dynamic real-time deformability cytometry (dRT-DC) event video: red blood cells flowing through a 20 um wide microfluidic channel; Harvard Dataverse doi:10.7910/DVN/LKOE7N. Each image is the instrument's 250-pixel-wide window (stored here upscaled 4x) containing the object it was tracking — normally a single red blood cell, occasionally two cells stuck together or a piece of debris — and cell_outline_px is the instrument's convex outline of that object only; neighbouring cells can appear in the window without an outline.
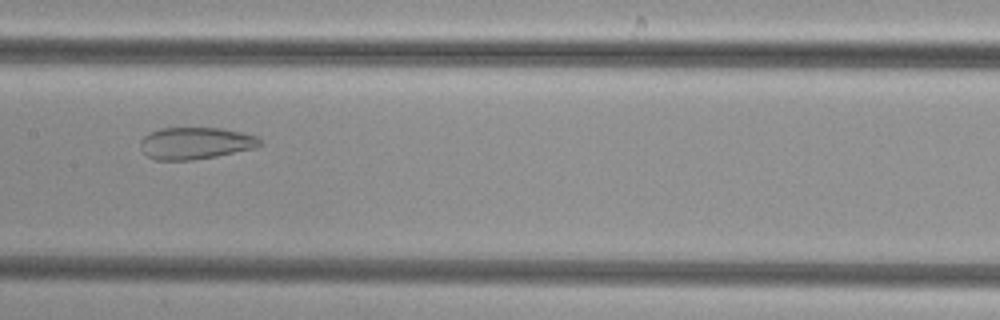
{"species": "common noctule bat (a hibernating species)", "species_latin": "Nyctalus noctula", "temperature_condition": "cold", "stored_images_in_passage": 49, "camera_frame_rate_fps": 3000, "um_per_image_px": 0.085, "animal": {"sex": "female", "body_mass_g": 29.2, "forearm_length_mm": 56.3}, "frame": {"image": 1, "passage_image": 26, "time_ms": 8.333, "image_size_px": [1000, 320], "cell_outline_px": [[260, 144], [256, 148], [216, 156], [192, 160], [156, 160], [148, 156], [140, 148], [140, 140], [144, 136], [160, 128], [220, 128], [240, 132], [256, 136], [260, 140]], "centroid_in_image_um": [16.59, 12.17], "position_along_channel_um": 190.8, "area_um2": 22.08}}
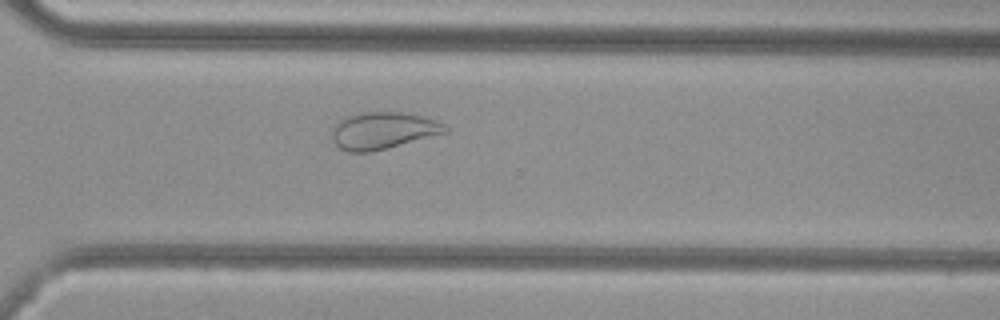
{"frame": {"image": 2, "passage_image": 37, "time_ms": 12.0, "image_size_px": [1000, 320], "cell_outline_px": [[448, 132], [372, 152], [348, 152], [340, 148], [332, 140], [332, 128], [344, 116], [360, 112], [404, 112], [424, 116], [444, 124], [448, 128]], "centroid_in_image_um": [32.54, 11.09], "position_along_channel_um": 338.1, "area_um2": 24.51}}
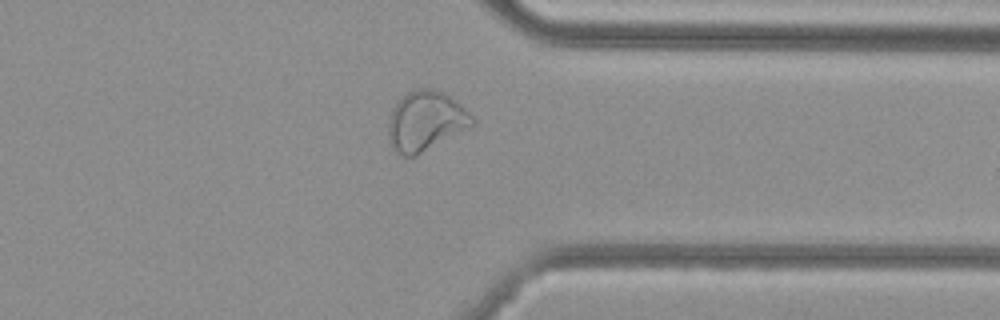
{"frame": {"image": 3, "passage_image": 40, "time_ms": 13.0, "image_size_px": [1000, 320], "cell_outline_px": [[476, 124], [416, 156], [404, 156], [396, 152], [388, 144], [388, 124], [392, 108], [408, 92], [416, 88], [436, 88], [444, 92], [460, 104], [476, 120]], "centroid_in_image_um": [36.17, 10.3], "position_along_channel_um": 375.2, "area_um2": 29.36}}